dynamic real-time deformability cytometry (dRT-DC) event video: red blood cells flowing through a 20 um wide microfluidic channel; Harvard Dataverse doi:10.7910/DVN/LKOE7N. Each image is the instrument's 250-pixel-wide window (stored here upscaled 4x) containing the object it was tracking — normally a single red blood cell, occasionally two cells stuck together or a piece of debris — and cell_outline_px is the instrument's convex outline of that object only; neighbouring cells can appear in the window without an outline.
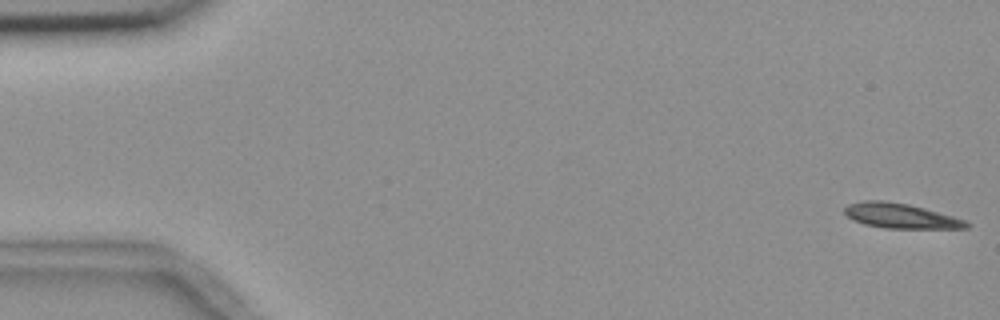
{"species": "common noctule bat (a hibernating species)", "species_latin": "Nyctalus noctula", "temperature_condition": "room temperature", "stored_images_in_passage": 55, "camera_frame_rate_fps": 3000, "um_per_image_px": 0.085, "animal": {"sex": "female", "body_mass_g": 18.4}, "frame": {"image": 1, "passage_image": 1, "time_ms": 0.0, "image_size_px": [1000, 320], "cell_outline_px": [[972, 224], [968, 228], [884, 228], [864, 224], [852, 220], [844, 212], [844, 208], [848, 204], [864, 200], [884, 200], [908, 204], [924, 208], [952, 216], [964, 220]], "centroid_in_image_um": [76.52, 18.34], "position_along_channel_um": 8.5, "area_um2": 17.63}}
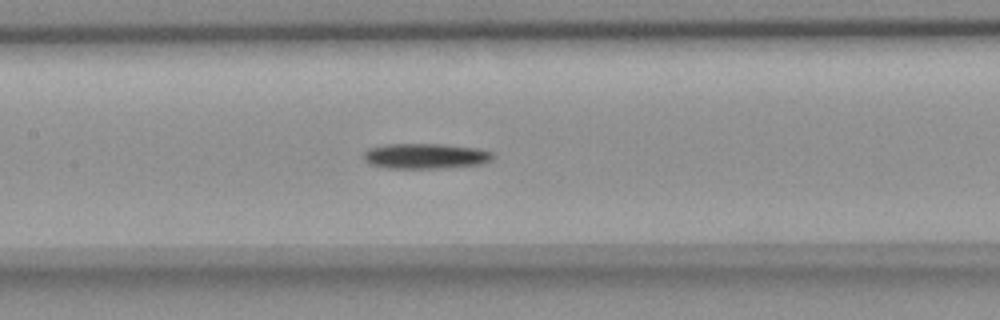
{"frame": {"image": 2, "passage_image": 26, "time_ms": 8.333, "image_size_px": [1000, 320], "cell_outline_px": [[496, 156], [492, 160], [484, 164], [444, 168], [388, 168], [368, 164], [364, 160], [364, 152], [368, 148], [384, 144], [444, 144], [476, 148], [496, 152]], "centroid_in_image_um": [36.21, 13.26], "position_along_channel_um": 171.2, "area_um2": 19.48}}
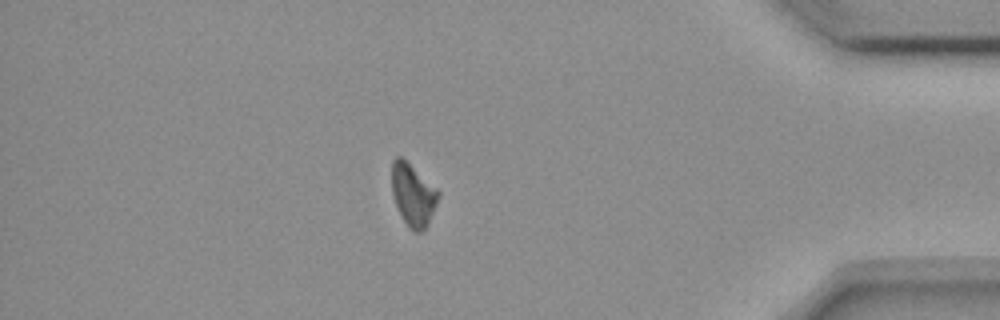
{"frame": {"image": 3, "passage_image": 48, "time_ms": 15.667, "image_size_px": [1000, 320], "cell_outline_px": [[440, 196], [428, 224], [420, 232], [412, 232], [408, 228], [396, 204], [392, 192], [392, 160], [396, 156], [400, 156], [436, 188], [440, 192]], "centroid_in_image_um": [35.11, 16.58], "position_along_channel_um": 400.1, "area_um2": 16.59}, "authors_computed_cell_mechanics": {"area_um2": 18.0914, "velocity_mm_per_s": 3.6424, "shape_relaxation_time_tau1_ms": 5.4086, "shape_relaxation_time_tau2_ms": null, "deformation_change_tau1": 0.1448, "deformation_change_tau2": null}}